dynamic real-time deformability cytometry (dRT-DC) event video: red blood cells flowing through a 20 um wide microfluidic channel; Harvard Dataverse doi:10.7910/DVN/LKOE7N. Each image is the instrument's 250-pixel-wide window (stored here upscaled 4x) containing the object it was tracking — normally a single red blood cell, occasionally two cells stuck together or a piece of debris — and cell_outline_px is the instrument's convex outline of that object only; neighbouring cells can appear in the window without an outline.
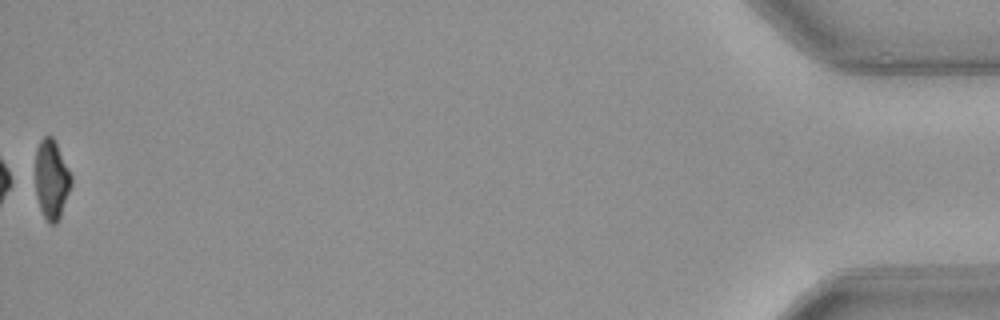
{"species": "common noctule bat (a hibernating species)", "species_latin": "Nyctalus noctula", "temperature_condition": "warm", "stored_images_in_passage": 51, "segment_of_instrument_passage": [2, 2], "camera_frame_rate_fps": 3000, "um_per_image_px": 0.085, "animal": {"sex": "female", "body_mass_g": 21.9}, "frame": {"image": 1, "passage_image": 51, "time_ms": 16.667, "image_size_px": [1000, 320], "cell_outline_px": [[72, 184], [60, 216], [56, 224], [52, 224], [44, 216], [40, 208], [36, 196], [36, 148], [40, 140], [44, 136], [52, 136], [72, 176]], "centroid_in_image_um": [4.38, 15.24], "position_along_channel_um": 430.8, "area_um2": 16.3}}